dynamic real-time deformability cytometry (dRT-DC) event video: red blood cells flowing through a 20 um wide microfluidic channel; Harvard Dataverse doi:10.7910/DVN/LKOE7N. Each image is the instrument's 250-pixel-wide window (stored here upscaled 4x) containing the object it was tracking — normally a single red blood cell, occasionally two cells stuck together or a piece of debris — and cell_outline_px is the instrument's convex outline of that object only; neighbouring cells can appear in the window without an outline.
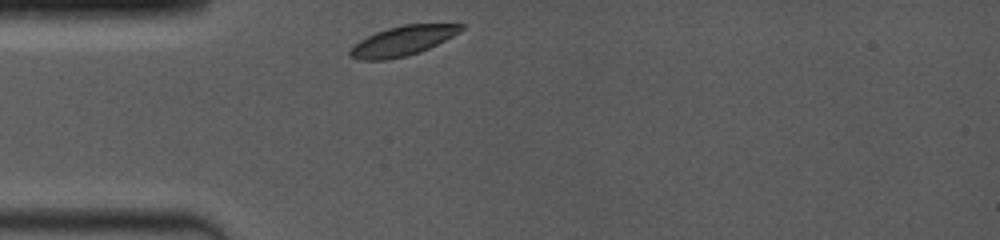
{"species": "common noctule bat (a hibernating species)", "species_latin": "Nyctalus noctula", "temperature_condition": "room temperature", "stored_images_in_passage": 45, "camera_frame_rate_fps": 4000, "um_per_image_px": 0.085, "animal": {"sex": "female", "body_mass_g": 19.0, "forearm_length_mm": 53.3}, "frame": {"image": 1, "passage_image": 1, "time_ms": 0.0, "image_size_px": [1000, 240], "cell_outline_px": [[464, 28], [460, 32], [420, 52], [408, 56], [384, 60], [356, 60], [348, 56], [348, 52], [360, 40], [376, 32], [388, 28], [404, 24], [464, 24]], "centroid_in_image_um": [34.19, 3.48], "position_along_channel_um": 50.8, "area_um2": 19.07}}
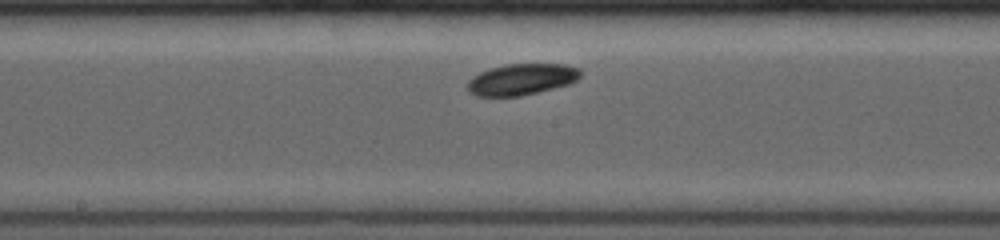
{"frame": {"image": 2, "passage_image": 26, "time_ms": 4.25, "image_size_px": [1000, 240], "cell_outline_px": [[580, 76], [576, 80], [568, 84], [520, 96], [476, 96], [468, 92], [468, 80], [472, 76], [480, 72], [492, 68], [508, 64], [564, 64], [580, 68]], "centroid_in_image_um": [44.31, 6.74], "position_along_channel_um": 203.9, "area_um2": 20.4}}
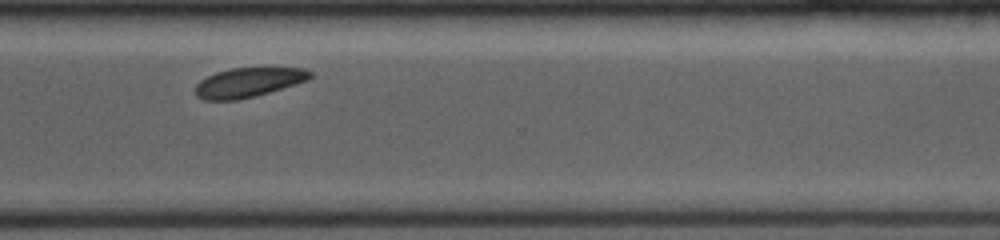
{"frame": {"image": 3, "passage_image": 44, "time_ms": 8.0, "image_size_px": [1000, 240], "cell_outline_px": [[312, 76], [308, 80], [296, 84], [256, 96], [236, 100], [204, 100], [196, 96], [196, 84], [200, 80], [216, 72], [232, 68], [304, 68], [312, 72]], "centroid_in_image_um": [21.11, 7.01], "position_along_channel_um": 349.5, "area_um2": 19.65}}